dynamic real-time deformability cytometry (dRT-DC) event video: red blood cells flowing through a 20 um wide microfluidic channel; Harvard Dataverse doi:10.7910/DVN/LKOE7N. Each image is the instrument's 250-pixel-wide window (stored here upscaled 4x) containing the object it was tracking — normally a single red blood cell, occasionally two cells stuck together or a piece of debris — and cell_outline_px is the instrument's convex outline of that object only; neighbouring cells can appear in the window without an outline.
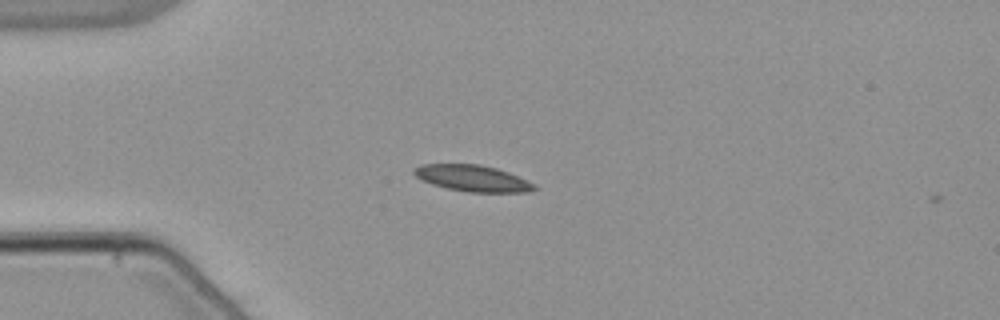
{"species": "common noctule bat (a hibernating species)", "species_latin": "Nyctalus noctula", "temperature_condition": "warm", "stored_images_in_passage": 2, "camera_frame_rate_fps": 3000, "um_per_image_px": 0.085, "animal": {"sex": "male", "body_mass_g": 21.5, "forearm_length_mm": 52.0}, "frame": {"image": 1, "passage_image": 1, "time_ms": 0.0, "image_size_px": [1000, 320], "cell_outline_px": [[540, 188], [532, 192], [468, 192], [448, 188], [432, 184], [416, 176], [412, 172], [412, 168], [420, 164], [480, 164], [496, 168], [508, 172], [536, 184]], "centroid_in_image_um": [40.21, 15.15], "position_along_channel_um": 44.8, "area_um2": 18.55}}